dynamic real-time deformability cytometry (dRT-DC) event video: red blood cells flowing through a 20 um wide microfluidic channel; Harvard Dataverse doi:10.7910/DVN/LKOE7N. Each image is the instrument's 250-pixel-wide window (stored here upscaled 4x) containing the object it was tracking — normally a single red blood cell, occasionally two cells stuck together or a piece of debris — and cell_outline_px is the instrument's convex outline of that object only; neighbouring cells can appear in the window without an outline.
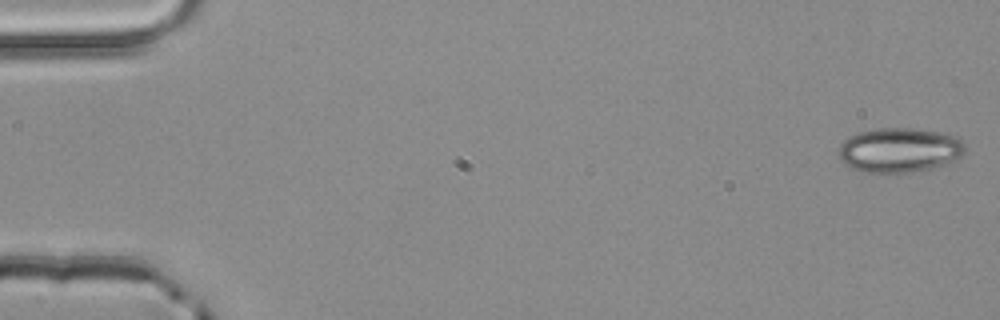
{"species": "common noctule bat (a hibernating species)", "species_latin": "Nyctalus noctula", "temperature_condition": "room temperature", "stored_images_in_passage": 6, "camera_frame_rate_fps": 3000, "um_per_image_px": 0.085, "animal": {"sex": "male", "body_mass_g": 20.4}, "frame": {"image": 1, "passage_image": 1, "time_ms": 0.0, "image_size_px": [1000, 320], "cell_outline_px": [[964, 152], [956, 160], [932, 168], [912, 172], [860, 172], [844, 164], [840, 160], [836, 152], [840, 144], [848, 136], [856, 132], [876, 128], [912, 128], [936, 132], [956, 136], [964, 144]], "centroid_in_image_um": [76.38, 12.75], "position_along_channel_um": 8.6, "area_um2": 33.06}}